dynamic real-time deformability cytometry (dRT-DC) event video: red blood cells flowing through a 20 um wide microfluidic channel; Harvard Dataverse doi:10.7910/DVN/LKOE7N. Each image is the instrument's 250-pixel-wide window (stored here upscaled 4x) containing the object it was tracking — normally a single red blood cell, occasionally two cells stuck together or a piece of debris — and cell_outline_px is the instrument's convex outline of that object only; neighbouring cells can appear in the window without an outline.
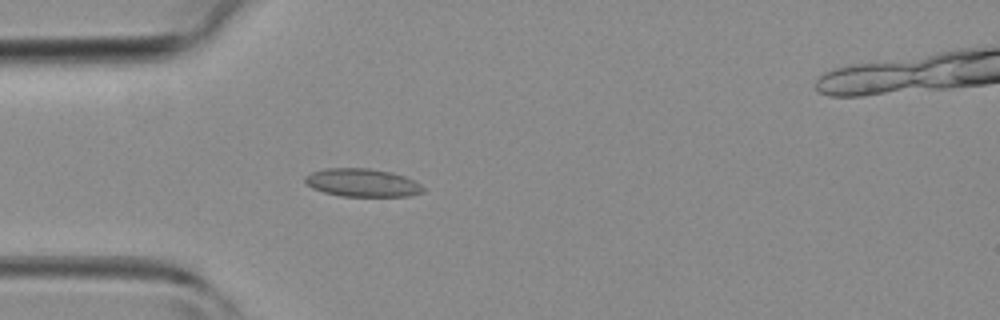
{"species": "common noctule bat (a hibernating species)", "species_latin": "Nyctalus noctula", "temperature_condition": "room temperature", "stored_images_in_passage": 38, "segment_of_instrument_passage": [1, 2], "camera_frame_rate_fps": 3000, "um_per_image_px": 0.085, "animal": {"sex": "female", "body_mass_g": 19.3, "forearm_length_mm": 54.1}, "frame": {"image": 1, "passage_image": 7, "time_ms": 2.0, "image_size_px": [1000, 320], "cell_outline_px": [[424, 192], [408, 196], [340, 196], [324, 192], [312, 188], [304, 180], [304, 176], [312, 172], [324, 168], [372, 168], [392, 172], [404, 176], [420, 184], [424, 188]], "centroid_in_image_um": [30.78, 15.52], "position_along_channel_um": 54.2, "area_um2": 19.36}}
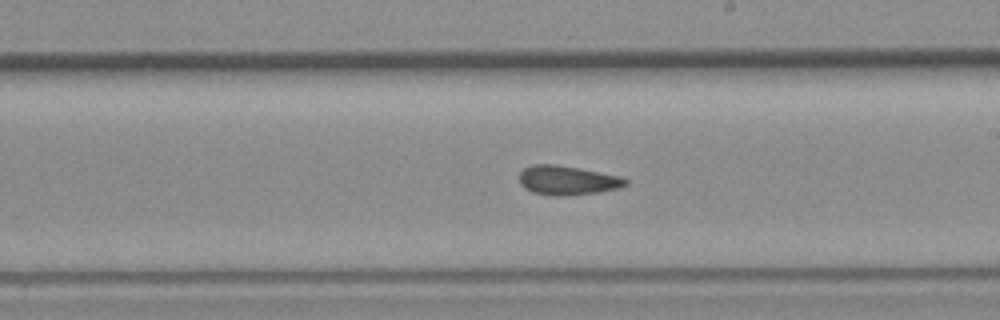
{"frame": {"image": 2, "passage_image": 19, "time_ms": 6.0, "image_size_px": [1000, 320], "cell_outline_px": [[628, 184], [620, 188], [600, 192], [568, 196], [552, 196], [532, 192], [524, 188], [520, 184], [520, 172], [524, 168], [536, 164], [556, 164], [580, 168], [620, 176], [628, 180]], "centroid_in_image_um": [48.24, 15.34], "position_along_channel_um": 240.8, "area_um2": 18.32}}
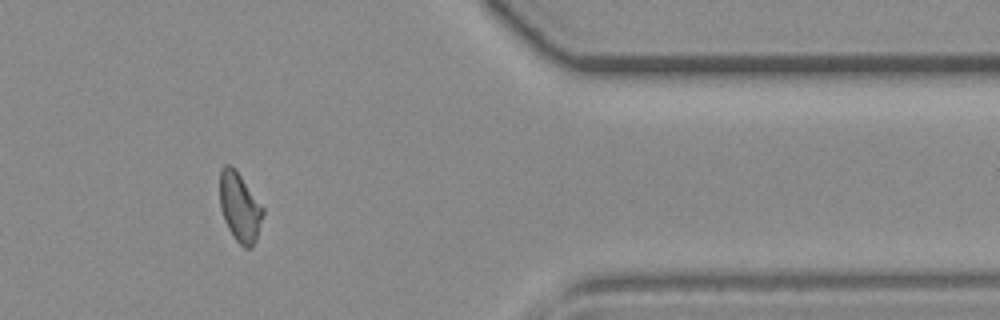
{"frame": {"image": 3, "passage_image": 30, "time_ms": 9.667, "image_size_px": [1000, 320], "cell_outline_px": [[264, 212], [256, 240], [252, 248], [244, 248], [236, 240], [228, 228], [224, 220], [220, 208], [220, 168], [224, 164], [232, 164], [264, 208]], "centroid_in_image_um": [20.37, 17.59], "position_along_channel_um": 391.0, "area_um2": 17.46}}